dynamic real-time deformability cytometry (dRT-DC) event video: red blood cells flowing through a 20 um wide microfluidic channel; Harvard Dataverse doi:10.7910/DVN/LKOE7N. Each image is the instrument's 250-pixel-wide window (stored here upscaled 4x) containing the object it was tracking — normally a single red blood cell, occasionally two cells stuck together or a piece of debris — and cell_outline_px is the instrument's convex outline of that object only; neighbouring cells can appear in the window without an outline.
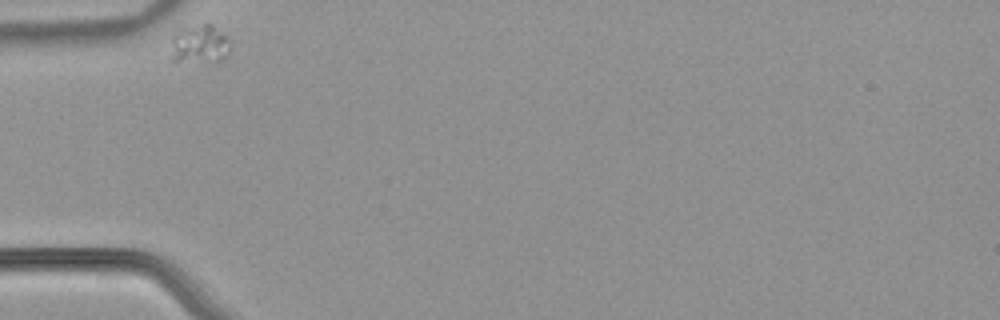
{"species": "common noctule bat (a hibernating species)", "species_latin": "Nyctalus noctula", "temperature_condition": "warm", "stored_images_in_passage": 33, "camera_frame_rate_fps": 3000, "um_per_image_px": 0.085, "animal": {"sex": "male", "body_mass_g": 21.5, "forearm_length_mm": 52.0}, "frame": {"image": 1, "passage_image": 1, "time_ms": 0.0, "image_size_px": [1000, 320], "cell_outline_px": [[228, 52], [220, 60], [212, 64], [172, 60], [172, 36], [176, 32], [184, 28], [200, 24], [212, 24], [228, 36]], "centroid_in_image_um": [16.98, 3.77], "position_along_channel_um": 68.0, "area_um2": 13.47}}
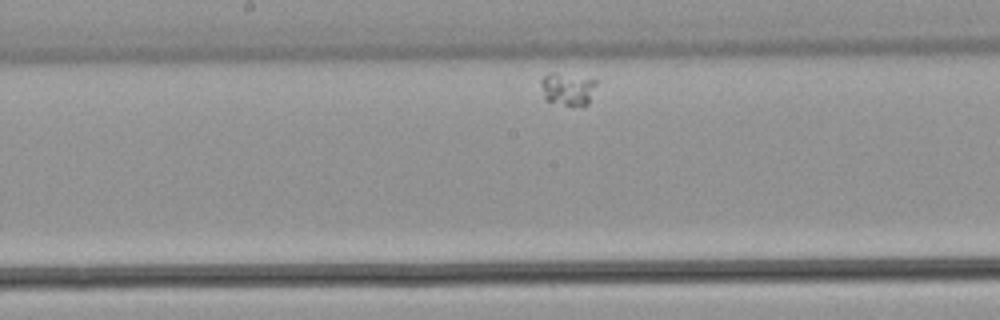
{"frame": {"image": 2, "passage_image": 15, "time_ms": 4.667, "image_size_px": [1000, 320], "cell_outline_px": [[596, 84], [588, 104], [584, 108], [544, 100], [540, 84], [540, 80], [544, 76], [552, 72], [556, 72], [596, 80]], "centroid_in_image_um": [48.23, 7.58], "position_along_channel_um": 200.0, "area_um2": 10.64}}
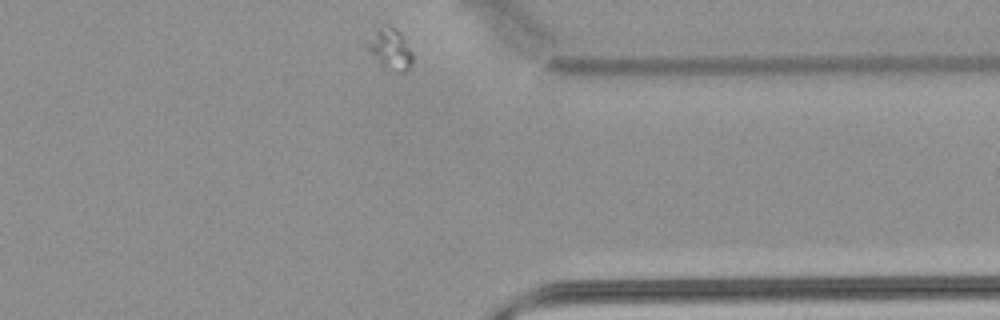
{"frame": {"image": 3, "passage_image": 33, "time_ms": 10.667, "image_size_px": [1000, 320], "cell_outline_px": [[412, 64], [404, 72], [396, 72], [384, 68], [360, 44], [384, 24], [388, 24], [400, 32], [412, 52]], "centroid_in_image_um": [33.08, 4.16], "position_along_channel_um": 378.3, "area_um2": 11.21}}